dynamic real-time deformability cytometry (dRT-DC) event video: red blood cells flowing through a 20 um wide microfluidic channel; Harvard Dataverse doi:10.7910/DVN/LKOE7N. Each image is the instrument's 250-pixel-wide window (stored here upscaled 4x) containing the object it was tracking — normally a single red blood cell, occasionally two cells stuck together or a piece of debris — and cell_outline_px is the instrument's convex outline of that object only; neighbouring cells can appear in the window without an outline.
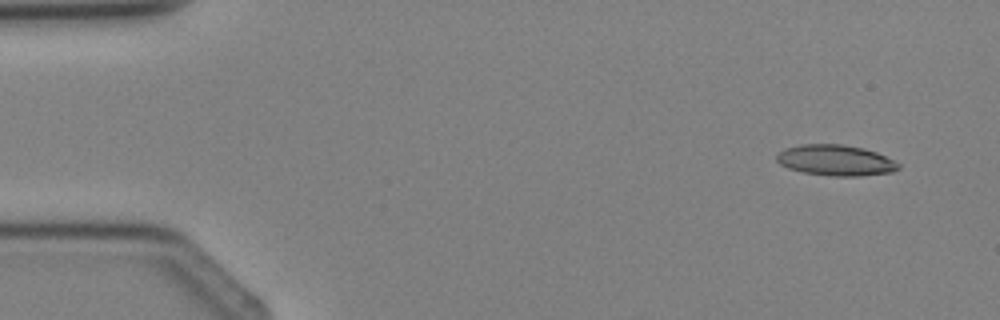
{"species": "Egyptian fruit bat (a non-hibernating species)", "species_latin": "Rousettus aegyptiacus", "temperature_condition": "cold", "stored_images_in_passage": 2, "camera_frame_rate_fps": 3000, "um_per_image_px": 0.085, "animal": {"sex": "female"}, "frame": {"image": 1, "passage_image": 1, "time_ms": 0.0, "image_size_px": [1000, 320], "cell_outline_px": [[900, 168], [892, 172], [860, 176], [832, 176], [804, 172], [788, 168], [780, 164], [776, 160], [776, 156], [784, 148], [800, 144], [840, 144], [864, 148], [876, 152], [900, 164]], "centroid_in_image_um": [71.01, 13.62], "position_along_channel_um": 14.0, "area_um2": 21.79}}